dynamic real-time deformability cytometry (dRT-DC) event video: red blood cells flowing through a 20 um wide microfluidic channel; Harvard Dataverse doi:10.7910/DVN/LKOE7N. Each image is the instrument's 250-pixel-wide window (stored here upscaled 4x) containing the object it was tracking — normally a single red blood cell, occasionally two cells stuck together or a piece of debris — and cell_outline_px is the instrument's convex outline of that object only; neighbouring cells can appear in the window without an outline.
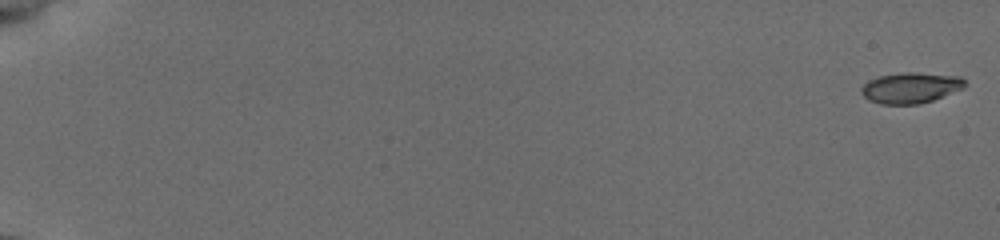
{"species": "common noctule bat (a hibernating species)", "species_latin": "Nyctalus noctula", "temperature_condition": "cold", "stored_images_in_passage": 56, "camera_frame_rate_fps": 3000, "um_per_image_px": 0.085, "animal": {"sex": "female", "body_mass_g": 19.5, "forearm_length_mm": 54.1}, "frame": {"image": 1, "passage_image": 1, "time_ms": 0.0, "image_size_px": [1000, 240], "cell_outline_px": [[964, 88], [932, 100], [920, 104], [880, 104], [868, 100], [860, 92], [860, 88], [868, 80], [880, 76], [904, 72], [916, 72], [960, 76], [964, 80]], "centroid_in_image_um": [77.37, 7.46], "position_along_channel_um": 7.6, "area_um2": 18.55}}
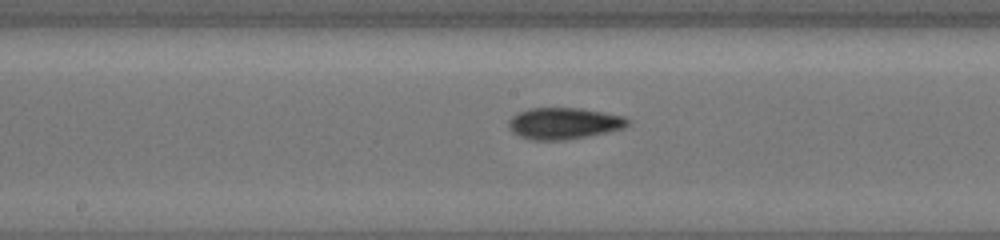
{"frame": {"image": 2, "passage_image": 32, "time_ms": 10.333, "image_size_px": [1000, 240], "cell_outline_px": [[628, 124], [624, 128], [608, 132], [588, 136], [564, 140], [532, 140], [520, 136], [512, 132], [508, 128], [508, 120], [516, 112], [528, 108], [580, 108], [624, 116], [628, 120]], "centroid_in_image_um": [47.88, 10.48], "position_along_channel_um": 200.3, "area_um2": 21.96}}
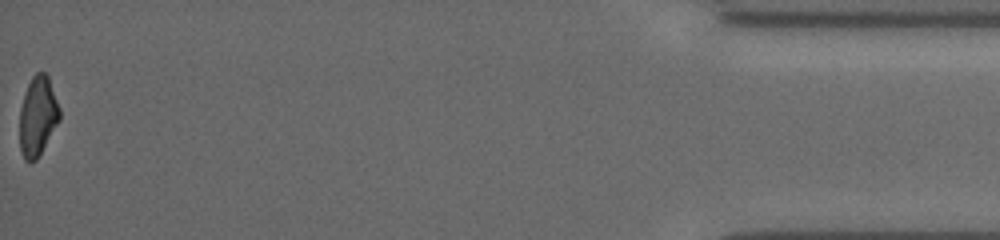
{"frame": {"image": 3, "passage_image": 56, "time_ms": 18.333, "image_size_px": [1000, 240], "cell_outline_px": [[60, 120], [36, 160], [28, 164], [24, 160], [20, 148], [20, 108], [24, 92], [32, 76], [36, 72], [44, 72], [48, 76], [60, 108]], "centroid_in_image_um": [3.2, 9.88], "position_along_channel_um": 432.0, "area_um2": 18.61}, "authors_computed_cell_mechanics": {"area_um2": 19.5364, "velocity_mm_per_s": 3.8883, "shape_relaxation_time_tau1_ms": 2.4486, "shape_relaxation_time_tau2_ms": 3.8469, "deformation_change_tau1": 0.0985, "deformation_change_tau2": 0.1054}}